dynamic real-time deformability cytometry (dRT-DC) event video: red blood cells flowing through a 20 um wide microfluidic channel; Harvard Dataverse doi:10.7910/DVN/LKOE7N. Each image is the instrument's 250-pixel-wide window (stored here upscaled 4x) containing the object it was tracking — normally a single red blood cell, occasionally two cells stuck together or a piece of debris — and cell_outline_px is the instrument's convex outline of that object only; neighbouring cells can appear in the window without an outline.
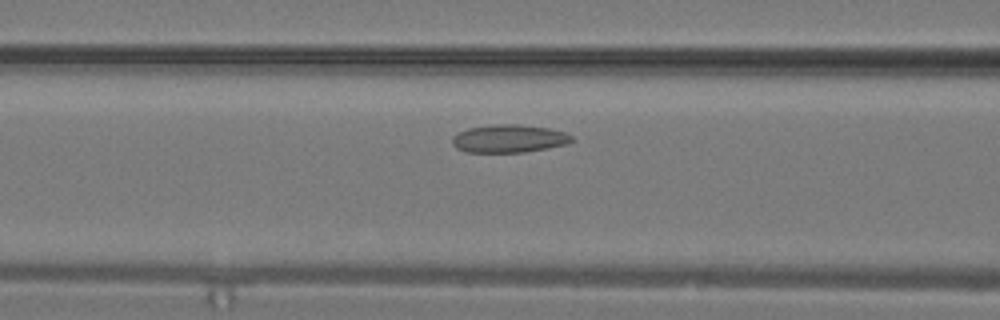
{"species": "common noctule bat (a hibernating species)", "species_latin": "Nyctalus noctula", "temperature_condition": "warm", "stored_images_in_passage": 19, "camera_frame_rate_fps": 3000, "um_per_image_px": 0.085, "animal": {"sex": "male", "body_mass_g": 19.2, "forearm_length_mm": 51.8}, "frame": {"image": 1, "passage_image": 9, "time_ms": 2.667, "image_size_px": [1000, 320], "cell_outline_px": [[576, 140], [568, 144], [548, 148], [524, 152], [464, 152], [456, 148], [452, 144], [452, 136], [468, 128], [496, 124], [520, 124], [548, 128], [564, 132], [572, 136]], "centroid_in_image_um": [43.28, 11.78], "position_along_channel_um": 123.3, "area_um2": 19.59}}
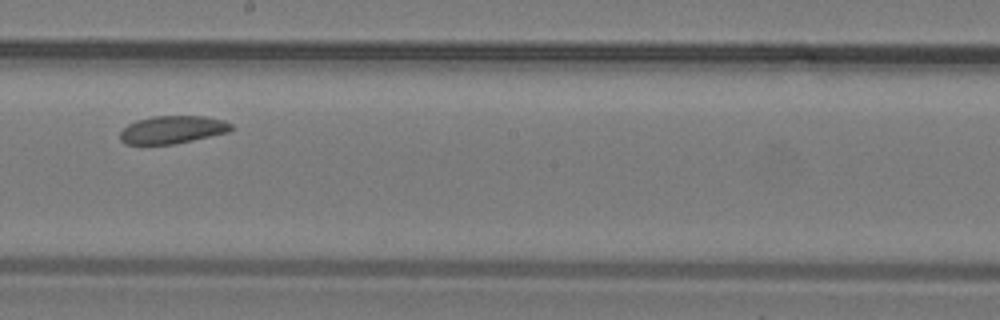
{"frame": {"image": 2, "passage_image": 14, "time_ms": 4.333, "image_size_px": [1000, 320], "cell_outline_px": [[236, 128], [228, 132], [192, 140], [172, 144], [124, 144], [120, 140], [120, 132], [128, 124], [136, 120], [152, 116], [204, 116], [224, 120], [232, 124]], "centroid_in_image_um": [14.67, 11.01], "position_along_channel_um": 233.5, "area_um2": 18.03}}
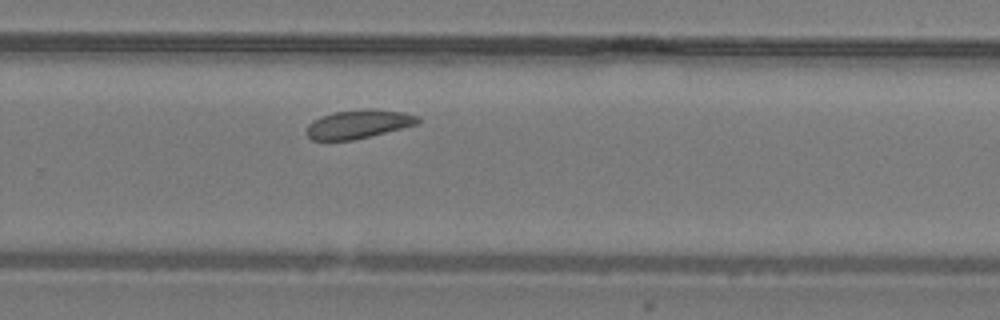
{"frame": {"image": 3, "passage_image": 17, "time_ms": 5.333, "image_size_px": [1000, 320], "cell_outline_px": [[420, 124], [352, 140], [312, 140], [304, 132], [308, 124], [312, 120], [320, 116], [332, 112], [364, 108], [368, 108], [404, 112], [420, 116]], "centroid_in_image_um": [30.46, 10.53], "position_along_channel_um": 299.3, "area_um2": 18.9}}